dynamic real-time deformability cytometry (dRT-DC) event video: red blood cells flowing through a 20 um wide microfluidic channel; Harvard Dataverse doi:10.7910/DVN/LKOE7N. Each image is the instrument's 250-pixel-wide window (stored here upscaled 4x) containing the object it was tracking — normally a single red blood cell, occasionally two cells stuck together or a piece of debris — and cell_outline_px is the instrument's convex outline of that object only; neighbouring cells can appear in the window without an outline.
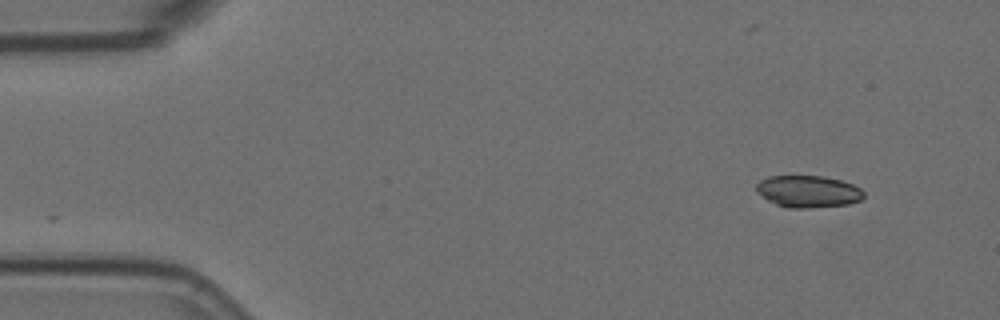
{"species": "Egyptian fruit bat (a non-hibernating species)", "species_latin": "Rousettus aegyptiacus", "temperature_condition": "room temperature", "stored_images_in_passage": 10, "camera_frame_rate_fps": 3000, "um_per_image_px": 0.085, "animal": {"sex": "female"}, "frame": {"image": 1, "passage_image": 1, "time_ms": 0.0, "image_size_px": [1000, 320], "cell_outline_px": [[864, 196], [860, 200], [848, 204], [808, 208], [788, 208], [776, 204], [768, 200], [756, 192], [756, 184], [760, 180], [768, 176], [824, 176], [840, 180], [852, 184], [860, 188], [864, 192]], "centroid_in_image_um": [68.67, 16.27], "position_along_channel_um": 16.3, "area_um2": 20.0}}
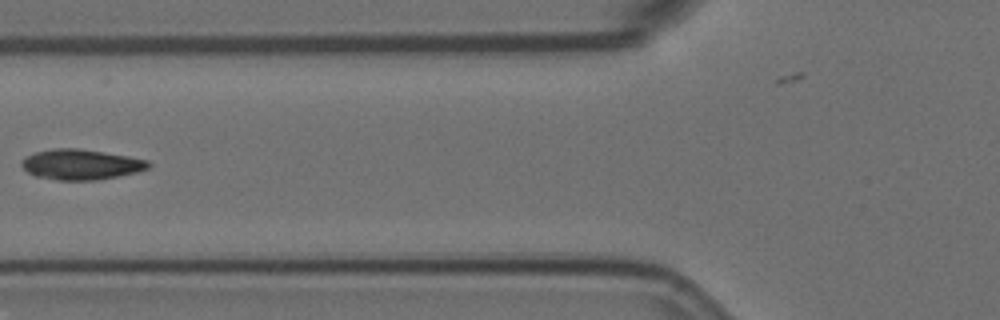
{"frame": {"image": 2, "passage_image": 5, "time_ms": 1.333, "image_size_px": [1000, 320], "cell_outline_px": [[152, 164], [148, 168], [136, 172], [96, 180], [60, 180], [36, 176], [28, 172], [20, 164], [20, 160], [36, 152], [52, 148], [80, 148], [128, 156], [148, 160]], "centroid_in_image_um": [6.88, 13.97], "position_along_channel_um": 118.9, "area_um2": 22.31}}
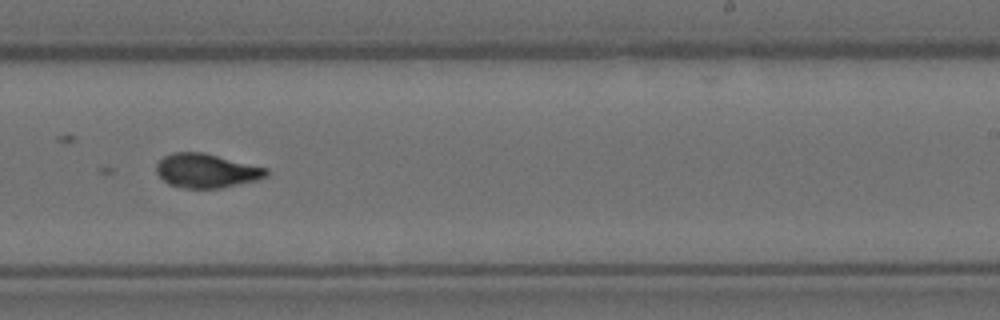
{"frame": {"image": 3, "passage_image": 9, "time_ms": 2.667, "image_size_px": [1000, 320], "cell_outline_px": [[268, 176], [256, 180], [220, 188], [184, 188], [168, 184], [156, 172], [156, 164], [164, 156], [172, 152], [204, 152], [268, 168]], "centroid_in_image_um": [17.54, 14.5], "position_along_channel_um": 271.5, "area_um2": 21.85}}